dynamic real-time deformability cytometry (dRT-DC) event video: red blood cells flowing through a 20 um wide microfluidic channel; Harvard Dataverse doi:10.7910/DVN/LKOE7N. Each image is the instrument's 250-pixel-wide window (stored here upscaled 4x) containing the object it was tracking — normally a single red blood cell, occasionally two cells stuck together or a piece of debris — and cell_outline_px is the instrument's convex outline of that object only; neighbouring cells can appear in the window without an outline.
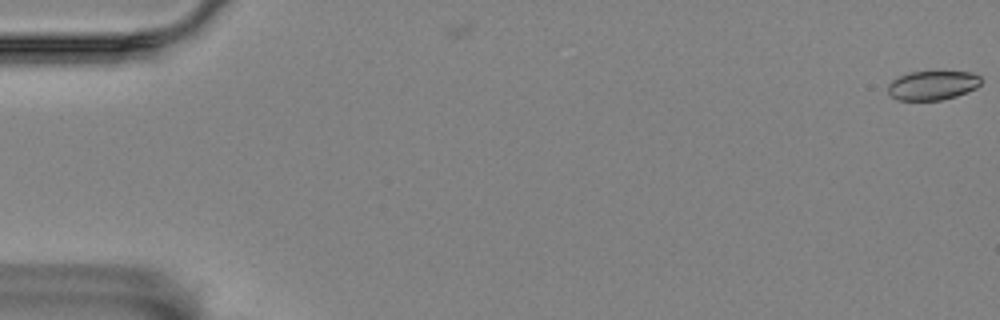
{"species": "Egyptian fruit bat (a non-hibernating species)", "species_latin": "Rousettus aegyptiacus", "temperature_condition": "room temperature", "stored_images_in_passage": 2, "camera_frame_rate_fps": 3000, "um_per_image_px": 0.085, "animal": {"sex": "female"}, "frame": {"image": 1, "passage_image": 2, "time_ms": 0.333, "image_size_px": [1000, 320], "cell_outline_px": [[984, 80], [976, 88], [956, 96], [940, 100], [900, 100], [892, 96], [888, 92], [888, 84], [892, 80], [908, 72], [972, 72], [980, 76]], "centroid_in_image_um": [79.29, 7.25], "position_along_channel_um": 5.7, "area_um2": 15.78}}